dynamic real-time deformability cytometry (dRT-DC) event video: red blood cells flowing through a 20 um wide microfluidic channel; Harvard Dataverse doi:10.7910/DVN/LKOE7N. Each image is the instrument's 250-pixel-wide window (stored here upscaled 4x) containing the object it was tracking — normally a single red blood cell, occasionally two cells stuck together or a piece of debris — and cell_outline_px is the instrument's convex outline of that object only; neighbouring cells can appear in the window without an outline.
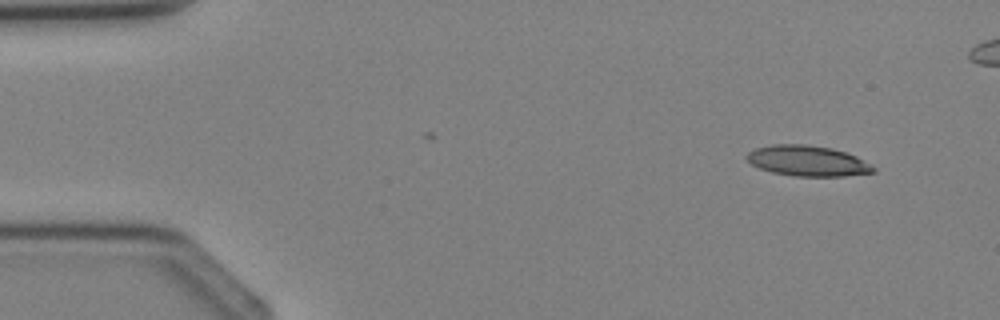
{"species": "Egyptian fruit bat (a non-hibernating species)", "species_latin": "Rousettus aegyptiacus", "temperature_condition": "cold", "stored_images_in_passage": 4, "camera_frame_rate_fps": 3000, "um_per_image_px": 0.085, "animal": {"sex": "female"}, "frame": {"image": 1, "passage_image": 1, "time_ms": 0.0, "image_size_px": [1000, 320], "cell_outline_px": [[876, 172], [844, 176], [796, 176], [772, 172], [760, 168], [752, 164], [744, 156], [748, 152], [756, 148], [772, 144], [804, 144], [832, 148], [848, 152], [872, 164], [876, 168]], "centroid_in_image_um": [68.68, 13.67], "position_along_channel_um": 16.3, "area_um2": 22.66}}